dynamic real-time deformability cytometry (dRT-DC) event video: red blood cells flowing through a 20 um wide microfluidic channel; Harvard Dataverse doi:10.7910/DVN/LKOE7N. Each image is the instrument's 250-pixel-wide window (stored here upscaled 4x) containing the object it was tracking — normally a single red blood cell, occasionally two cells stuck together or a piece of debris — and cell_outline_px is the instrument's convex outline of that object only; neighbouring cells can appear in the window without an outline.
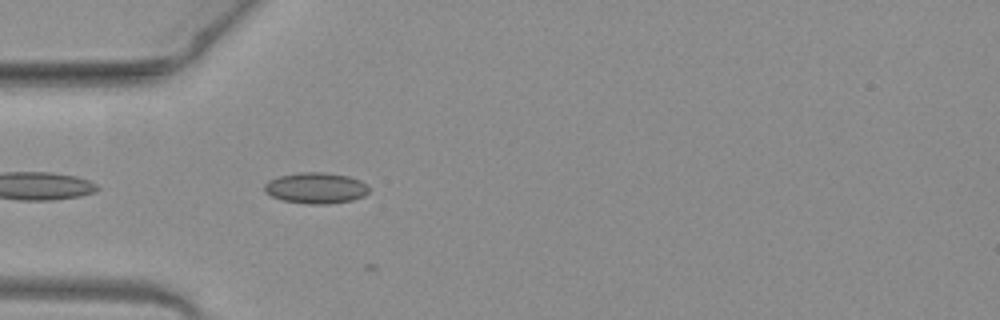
{"species": "common noctule bat (a hibernating species)", "species_latin": "Nyctalus noctula", "temperature_condition": "warm", "stored_images_in_passage": 6, "camera_frame_rate_fps": 3000, "um_per_image_px": 0.085, "animal": {"sex": "female", "body_mass_g": 19.3, "forearm_length_mm": 54.1}, "frame": {"image": 1, "passage_image": 2, "time_ms": 0.333, "image_size_px": [1000, 320], "cell_outline_px": [[368, 192], [364, 196], [352, 200], [324, 204], [304, 204], [284, 200], [272, 196], [264, 192], [264, 184], [268, 180], [280, 176], [300, 172], [324, 172], [348, 176], [360, 180], [368, 188]], "centroid_in_image_um": [26.82, 15.98], "position_along_channel_um": 58.2, "area_um2": 18.79}}
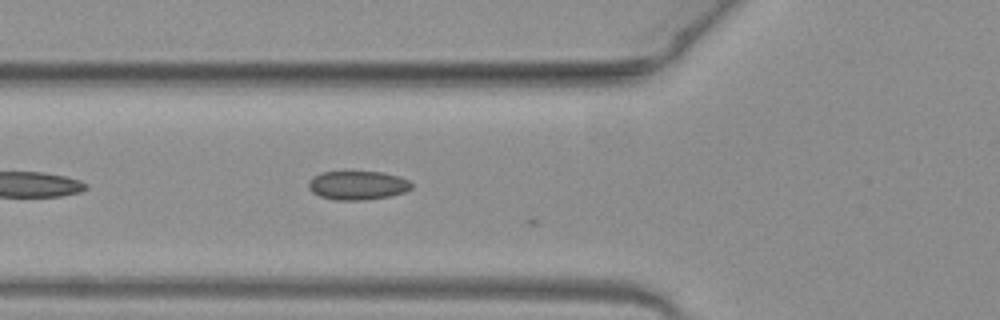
{"frame": {"image": 2, "passage_image": 5, "time_ms": 1.333, "image_size_px": [1000, 320], "cell_outline_px": [[412, 188], [404, 192], [392, 196], [364, 200], [336, 200], [320, 196], [312, 192], [308, 188], [308, 180], [320, 172], [384, 172], [400, 176], [408, 180], [412, 184]], "centroid_in_image_um": [30.4, 15.75], "position_along_channel_um": 95.4, "area_um2": 17.46}}